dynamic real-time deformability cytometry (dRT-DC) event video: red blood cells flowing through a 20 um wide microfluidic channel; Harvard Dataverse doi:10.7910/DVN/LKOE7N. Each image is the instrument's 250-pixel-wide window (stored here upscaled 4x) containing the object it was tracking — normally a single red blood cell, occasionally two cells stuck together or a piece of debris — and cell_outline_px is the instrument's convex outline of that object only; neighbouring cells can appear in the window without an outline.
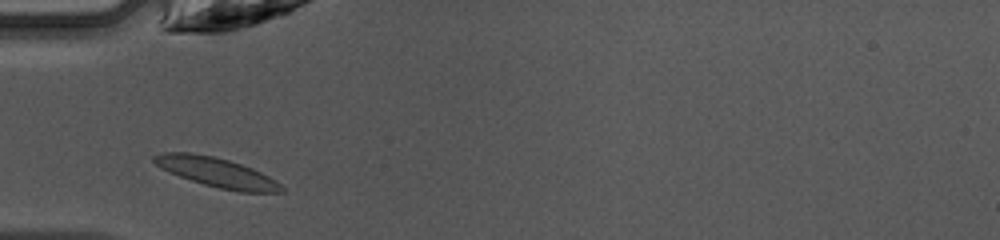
{"species": "common noctule bat (a hibernating species)", "species_latin": "Nyctalus noctula", "temperature_condition": "warm", "stored_images_in_passage": 31, "camera_frame_rate_fps": 3000, "um_per_image_px": 0.085, "animal": {"sex": "female", "body_mass_g": 10.0, "forearm_length_mm": 53.1}, "frame": {"image": 1, "passage_image": 2, "time_ms": 0.333, "image_size_px": [1000, 240], "cell_outline_px": [[284, 192], [240, 192], [220, 188], [204, 184], [168, 172], [160, 168], [152, 160], [152, 156], [164, 152], [192, 152], [212, 156], [228, 160], [252, 168], [276, 180], [284, 188]], "centroid_in_image_um": [18.4, 14.64], "position_along_channel_um": 66.6, "area_um2": 21.73}}
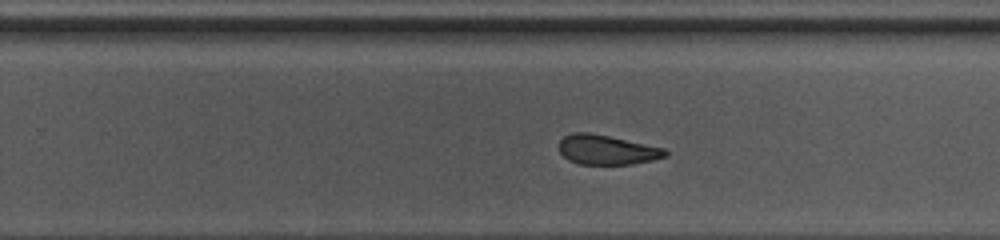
{"frame": {"image": 2, "passage_image": 17, "time_ms": 5.333, "image_size_px": [1000, 240], "cell_outline_px": [[668, 156], [652, 160], [632, 164], [580, 164], [568, 160], [560, 152], [560, 140], [564, 136], [572, 132], [588, 132], [608, 136], [664, 148], [668, 152]], "centroid_in_image_um": [51.58, 12.73], "position_along_channel_um": 278.2, "area_um2": 18.21}}
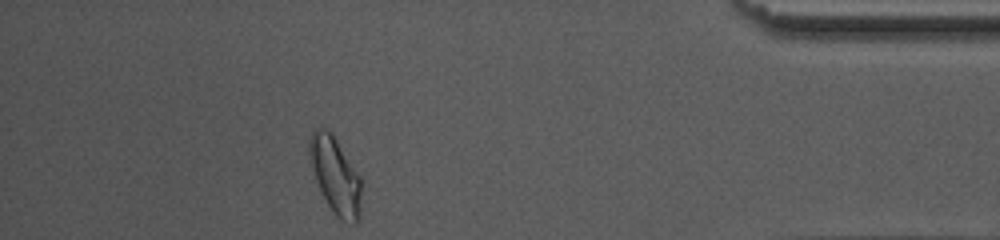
{"frame": {"image": 3, "passage_image": 29, "time_ms": 9.333, "image_size_px": [1000, 240], "cell_outline_px": [[360, 212], [356, 224], [352, 224], [340, 220], [336, 216], [328, 204], [316, 180], [308, 156], [308, 140], [312, 132], [316, 128], [324, 128], [332, 132], [360, 176]], "centroid_in_image_um": [28.49, 14.88], "position_along_channel_um": 406.7, "area_um2": 23.06}, "authors_computed_cell_mechanics": {"area_um2": 19.363, "velocity_mm_per_s": 4.2297, "shape_relaxation_time_tau1_ms": null, "shape_relaxation_time_tau2_ms": 2.2396, "deformation_change_tau1": null, "deformation_change_tau2": 0.0952}}